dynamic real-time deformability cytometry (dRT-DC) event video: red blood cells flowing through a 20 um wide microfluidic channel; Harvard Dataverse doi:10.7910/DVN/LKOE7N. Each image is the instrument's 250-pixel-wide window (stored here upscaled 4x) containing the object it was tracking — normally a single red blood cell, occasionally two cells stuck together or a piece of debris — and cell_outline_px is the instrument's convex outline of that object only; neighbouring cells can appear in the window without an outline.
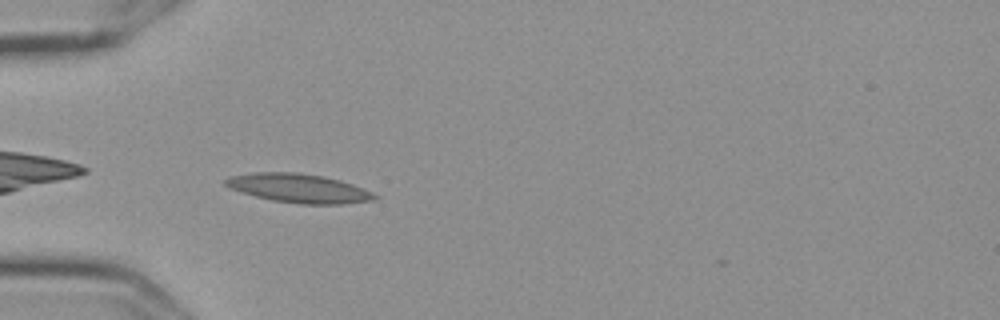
{"species": "Egyptian fruit bat (a non-hibernating species)", "species_latin": "Rousettus aegyptiacus", "temperature_condition": "cold", "stored_images_in_passage": 42, "camera_frame_rate_fps": 3000, "um_per_image_px": 0.085, "frame": {"image": 1, "passage_image": 3, "time_ms": 0.667, "image_size_px": [1000, 320], "cell_outline_px": [[380, 196], [376, 200], [344, 204], [300, 204], [272, 200], [256, 196], [232, 188], [224, 184], [224, 180], [228, 176], [256, 172], [300, 172], [324, 176], [340, 180], [352, 184], [372, 192]], "centroid_in_image_um": [25.44, 16.0], "position_along_channel_um": 59.6, "area_um2": 25.14}}
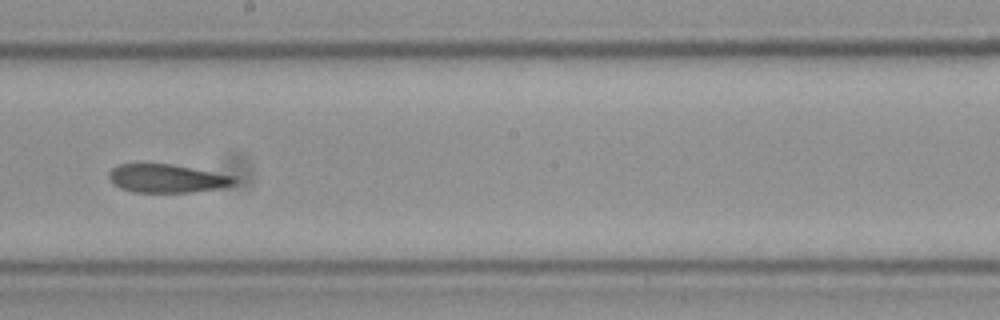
{"frame": {"image": 2, "passage_image": 18, "time_ms": 5.667, "image_size_px": [1000, 320], "cell_outline_px": [[236, 184], [220, 188], [192, 192], [132, 192], [120, 188], [112, 184], [108, 176], [108, 172], [116, 164], [172, 164], [236, 176]], "centroid_in_image_um": [14.17, 15.17], "position_along_channel_um": 234.0, "area_um2": 20.92}}
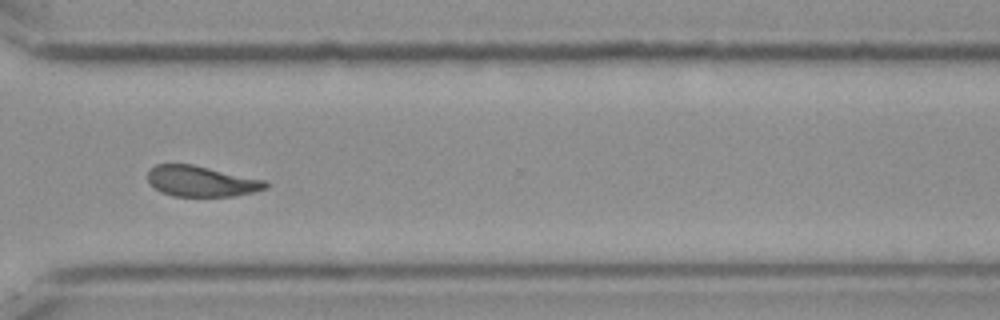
{"frame": {"image": 3, "passage_image": 28, "time_ms": 9.0, "image_size_px": [1000, 320], "cell_outline_px": [[268, 188], [252, 192], [232, 196], [172, 196], [160, 192], [148, 180], [148, 172], [156, 164], [192, 164], [264, 180], [268, 184]], "centroid_in_image_um": [17.1, 15.41], "position_along_channel_um": 353.5, "area_um2": 20.81}, "authors_computed_cell_mechanics": {"area_um2": 21.6172, "velocity_mm_per_s": 3.587, "shape_relaxation_time_tau1_ms": 5.2863, "shape_relaxation_time_tau2_ms": 4.0481, "deformation_change_tau1": 0.1675, "deformation_change_tau2": 0.1215}}